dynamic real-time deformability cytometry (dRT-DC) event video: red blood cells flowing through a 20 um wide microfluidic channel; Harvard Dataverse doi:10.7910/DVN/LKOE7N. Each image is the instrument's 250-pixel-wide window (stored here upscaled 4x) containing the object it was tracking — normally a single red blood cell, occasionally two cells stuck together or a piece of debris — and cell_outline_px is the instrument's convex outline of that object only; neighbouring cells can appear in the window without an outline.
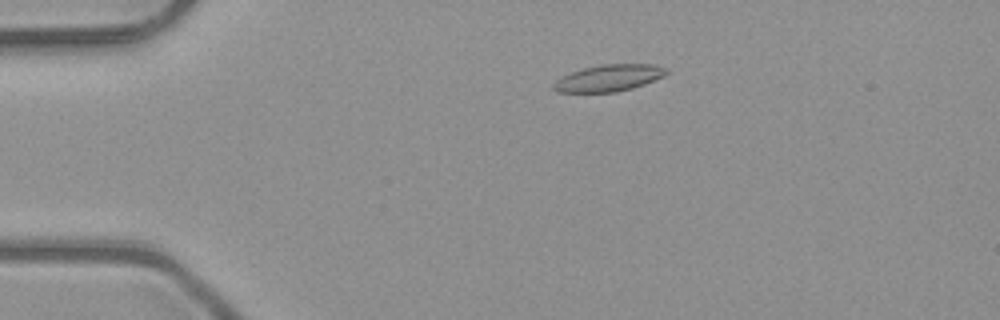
{"species": "common noctule bat (a hibernating species)", "species_latin": "Nyctalus noctula", "temperature_condition": "room temperature", "stored_images_in_passage": 6, "camera_frame_rate_fps": 3000, "um_per_image_px": 0.085, "animal": {"sex": "male", "body_mass_g": 23.1, "forearm_length_mm": 52.7}, "frame": {"image": 1, "passage_image": 6, "time_ms": 1.667, "image_size_px": [1000, 320], "cell_outline_px": [[668, 72], [664, 76], [644, 84], [632, 88], [616, 92], [556, 92], [552, 88], [552, 84], [560, 76], [584, 68], [600, 64], [652, 64], [668, 68]], "centroid_in_image_um": [51.73, 6.63], "position_along_channel_um": 33.3, "area_um2": 17.63}}